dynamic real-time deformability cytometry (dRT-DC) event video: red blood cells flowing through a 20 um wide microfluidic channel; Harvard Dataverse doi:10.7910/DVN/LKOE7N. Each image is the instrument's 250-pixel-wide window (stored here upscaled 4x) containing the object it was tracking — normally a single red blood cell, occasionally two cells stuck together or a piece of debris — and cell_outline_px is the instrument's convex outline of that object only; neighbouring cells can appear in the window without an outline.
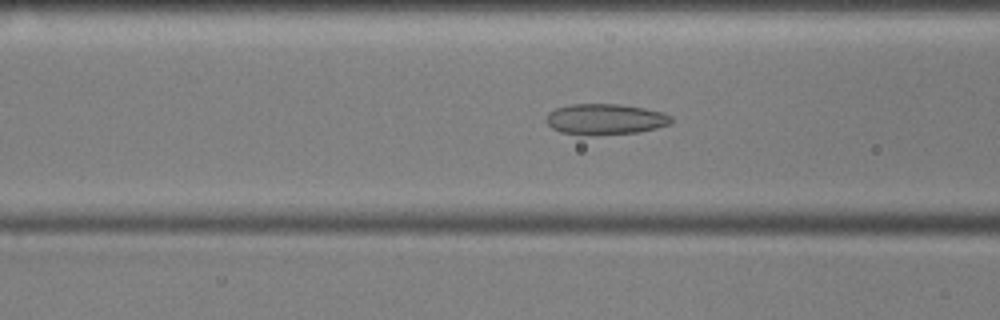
{"species": "common noctule bat (a hibernating species)", "species_latin": "Nyctalus noctula", "temperature_condition": "cold", "stored_images_in_passage": 52, "camera_frame_rate_fps": 3000, "um_per_image_px": 0.085, "animal": {"sex": "male", "body_mass_g": 17.9, "forearm_length_mm": 54.2}, "frame": {"image": 1, "passage_image": 17, "time_ms": 5.333, "image_size_px": [1000, 320], "cell_outline_px": [[672, 124], [656, 128], [636, 132], [580, 136], [560, 132], [552, 128], [544, 120], [548, 112], [556, 108], [572, 104], [620, 104], [644, 108], [660, 112], [672, 116]], "centroid_in_image_um": [51.4, 10.14], "position_along_channel_um": 115.2, "area_um2": 22.6}}
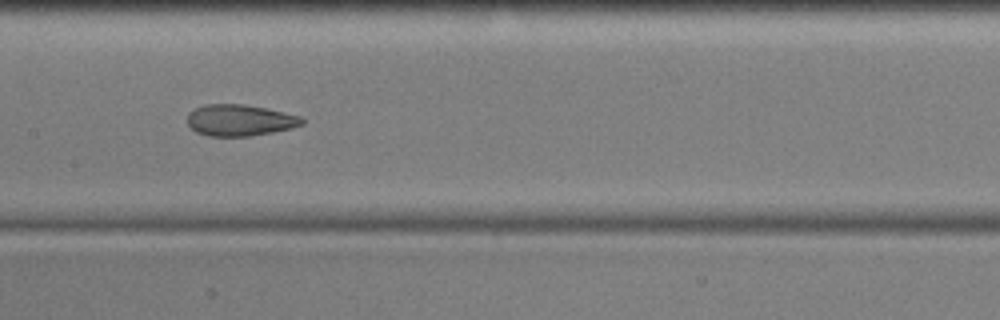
{"frame": {"image": 2, "passage_image": 23, "time_ms": 7.333, "image_size_px": [1000, 320], "cell_outline_px": [[304, 124], [292, 128], [272, 132], [248, 136], [208, 136], [196, 132], [188, 124], [188, 112], [204, 104], [244, 104], [264, 108], [300, 116], [304, 120]], "centroid_in_image_um": [20.37, 10.22], "position_along_channel_um": 187.0, "area_um2": 20.87}}
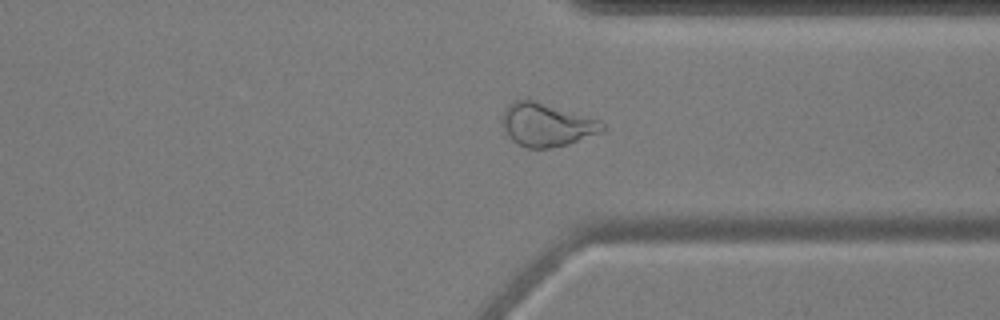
{"frame": {"image": 3, "passage_image": 38, "time_ms": 12.333, "image_size_px": [1000, 320], "cell_outline_px": [[604, 132], [568, 144], [548, 148], [528, 148], [512, 140], [508, 136], [504, 128], [504, 108], [508, 104], [516, 100], [536, 100], [600, 120], [604, 124]], "centroid_in_image_um": [46.5, 10.6], "position_along_channel_um": 364.9, "area_um2": 25.03}, "authors_computed_cell_mechanics": {"area_um2": 24.4783, "velocity_mm_per_s": 3.567, "shape_relaxation_time_tau1_ms": 6.293, "shape_relaxation_time_tau2_ms": 2.0452, "deformation_change_tau1": 0.1527, "deformation_change_tau2": 0.0792}}